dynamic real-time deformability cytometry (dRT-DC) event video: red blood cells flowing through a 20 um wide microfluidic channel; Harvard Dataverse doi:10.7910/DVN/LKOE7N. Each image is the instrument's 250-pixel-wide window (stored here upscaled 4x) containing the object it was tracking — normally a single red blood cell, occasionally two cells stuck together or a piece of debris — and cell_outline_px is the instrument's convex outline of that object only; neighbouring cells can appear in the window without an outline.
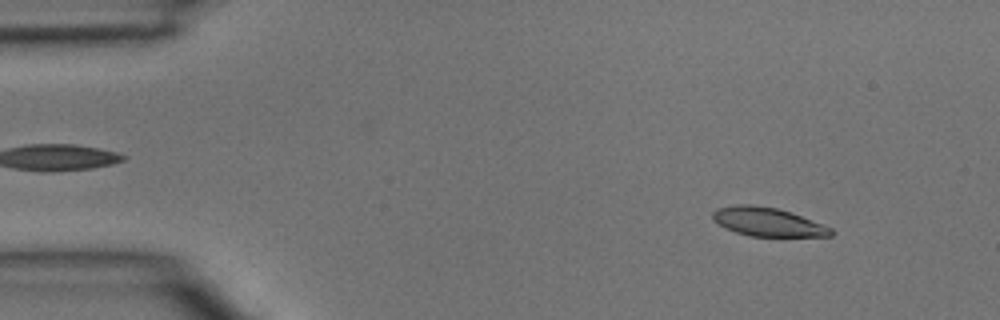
{"species": "common noctule bat (a hibernating species)", "species_latin": "Nyctalus noctula", "temperature_condition": "room temperature", "stored_images_in_passage": 32, "camera_frame_rate_fps": 3000, "um_per_image_px": 0.085, "animal": {"sex": "male", "body_mass_g": 15.6}, "frame": {"image": 1, "passage_image": 4, "time_ms": 1.0, "image_size_px": [1000, 320], "cell_outline_px": [[836, 232], [832, 236], [752, 236], [736, 232], [724, 228], [712, 220], [712, 212], [716, 208], [736, 204], [752, 204], [776, 208], [792, 212], [832, 228]], "centroid_in_image_um": [65.23, 18.85], "position_along_channel_um": 19.8, "area_um2": 19.94}}
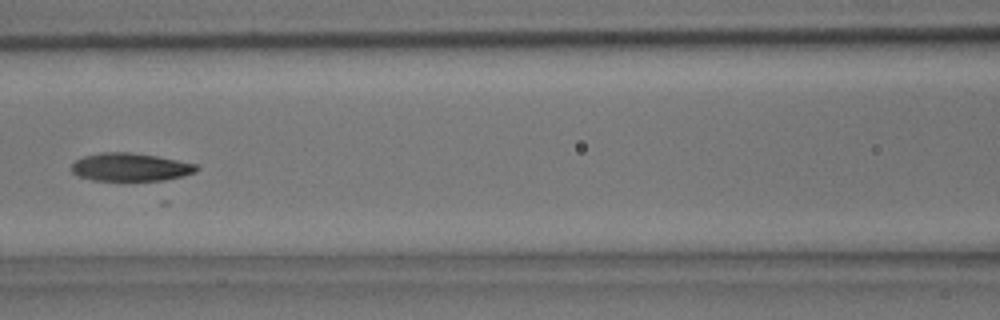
{"frame": {"image": 2, "passage_image": 19, "time_ms": 6.0, "image_size_px": [1000, 320], "cell_outline_px": [[200, 168], [196, 172], [184, 176], [164, 180], [92, 180], [80, 176], [72, 172], [72, 164], [76, 160], [84, 156], [100, 152], [128, 152], [156, 156], [196, 164]], "centroid_in_image_um": [11.1, 14.2], "position_along_channel_um": 155.5, "area_um2": 20.29}}
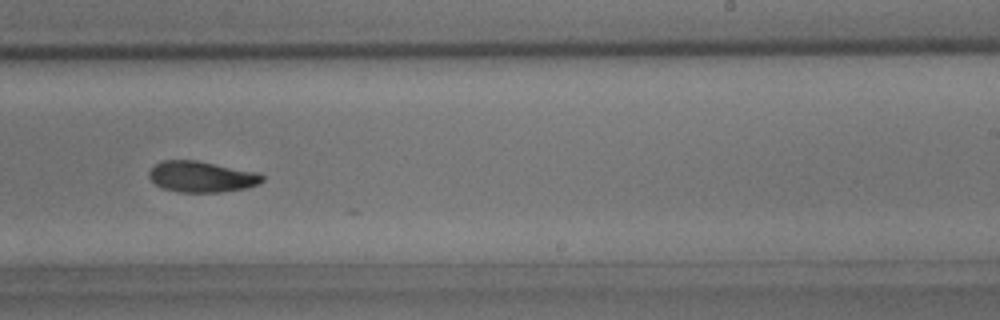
{"frame": {"image": 3, "passage_image": 27, "time_ms": 8.667, "image_size_px": [1000, 320], "cell_outline_px": [[264, 180], [256, 184], [244, 188], [220, 192], [180, 192], [160, 188], [148, 176], [148, 172], [156, 164], [164, 160], [196, 160], [260, 172], [264, 176]], "centroid_in_image_um": [17.14, 15.01], "position_along_channel_um": 271.9, "area_um2": 20.46}}